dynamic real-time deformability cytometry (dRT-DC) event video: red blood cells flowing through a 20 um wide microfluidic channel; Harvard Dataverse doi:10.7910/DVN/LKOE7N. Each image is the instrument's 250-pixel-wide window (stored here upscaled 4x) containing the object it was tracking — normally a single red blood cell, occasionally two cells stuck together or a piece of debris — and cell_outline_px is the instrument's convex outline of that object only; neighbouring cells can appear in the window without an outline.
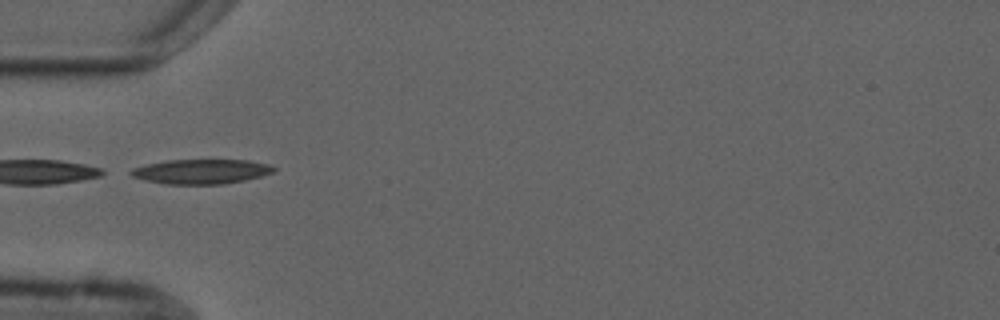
{"species": "common noctule bat (a hibernating species)", "species_latin": "Nyctalus noctula", "temperature_condition": "cold", "stored_images_in_passage": 7, "camera_frame_rate_fps": 3000, "um_per_image_px": 0.085, "animal": {"sex": "male", "forearm_length_mm": 52.5}, "frame": {"image": 1, "passage_image": 2, "time_ms": 2.667, "image_size_px": [1000, 320], "cell_outline_px": [[276, 172], [244, 180], [224, 184], [168, 184], [144, 180], [132, 176], [128, 172], [132, 168], [144, 164], [168, 160], [248, 160], [268, 164], [276, 168]], "centroid_in_image_um": [17.09, 14.57], "position_along_channel_um": 67.9, "area_um2": 20.58}}
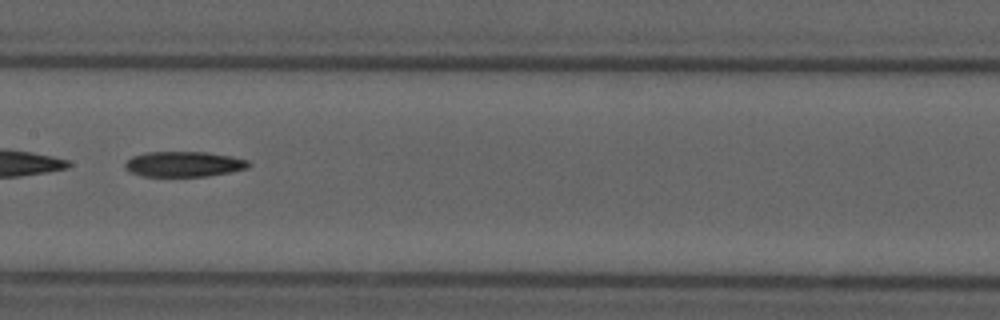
{"frame": {"image": 2, "passage_image": 5, "time_ms": 6.0, "image_size_px": [1000, 320], "cell_outline_px": [[252, 164], [248, 168], [232, 172], [208, 176], [144, 176], [128, 172], [124, 168], [124, 164], [132, 156], [148, 152], [208, 152], [232, 156], [248, 160]], "centroid_in_image_um": [15.65, 13.95], "position_along_channel_um": 191.7, "area_um2": 18.44}}
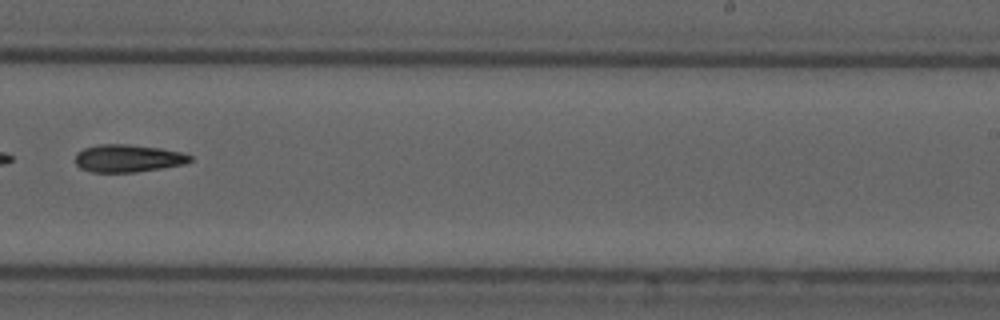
{"frame": {"image": 3, "passage_image": 7, "time_ms": 8.333, "image_size_px": [1000, 320], "cell_outline_px": [[192, 160], [184, 164], [136, 172], [92, 172], [80, 168], [76, 164], [76, 152], [84, 148], [100, 144], [128, 144], [160, 148], [184, 152], [192, 156]], "centroid_in_image_um": [10.88, 13.45], "position_along_channel_um": 278.1, "area_um2": 18.5}}